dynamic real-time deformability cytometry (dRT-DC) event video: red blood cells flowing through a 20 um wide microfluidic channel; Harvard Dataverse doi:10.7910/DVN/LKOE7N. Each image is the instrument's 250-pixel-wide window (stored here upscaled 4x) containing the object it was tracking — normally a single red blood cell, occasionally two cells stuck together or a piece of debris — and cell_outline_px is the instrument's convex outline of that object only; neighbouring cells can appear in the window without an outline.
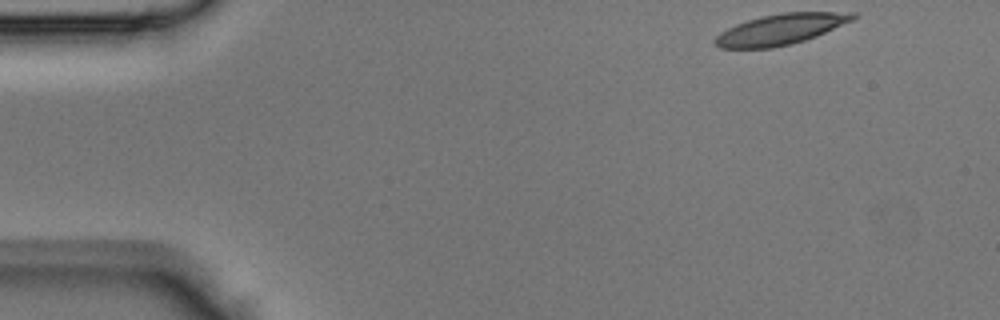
{"species": "Egyptian fruit bat (a non-hibernating species)", "species_latin": "Rousettus aegyptiacus", "temperature_condition": "room temperature", "stored_images_in_passage": 41, "camera_frame_rate_fps": 3000, "um_per_image_px": 0.085, "animal": {"sex": "male"}, "frame": {"image": 1, "passage_image": 1, "time_ms": 0.0, "image_size_px": [1000, 320], "cell_outline_px": [[860, 16], [856, 20], [816, 36], [792, 44], [772, 48], [720, 48], [712, 40], [720, 32], [736, 24], [760, 16], [780, 12], [856, 12]], "centroid_in_image_um": [66.42, 2.48], "position_along_channel_um": 18.6, "area_um2": 24.97}}
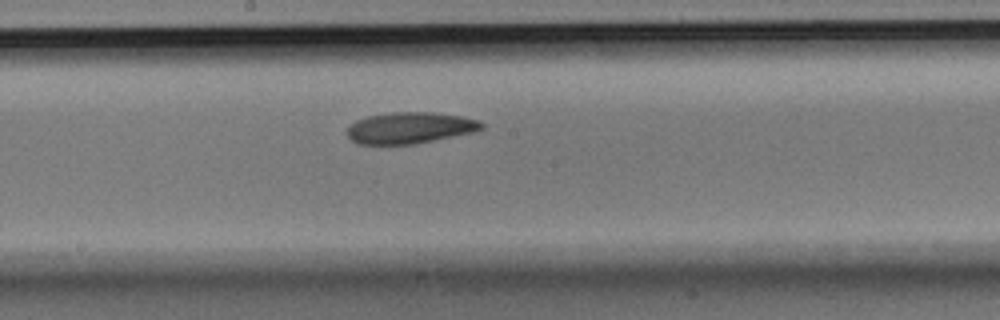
{"frame": {"image": 2, "passage_image": 20, "time_ms": 6.333, "image_size_px": [1000, 320], "cell_outline_px": [[484, 128], [476, 132], [416, 144], [356, 144], [348, 136], [348, 128], [356, 120], [368, 116], [392, 112], [432, 112], [460, 116], [480, 120], [484, 124]], "centroid_in_image_um": [34.9, 10.87], "position_along_channel_um": 213.3, "area_um2": 24.68}}
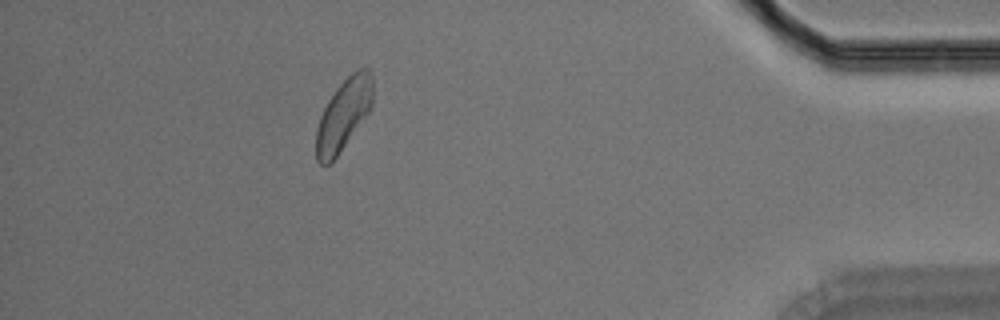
{"frame": {"image": 3, "passage_image": 36, "time_ms": 11.667, "image_size_px": [1000, 320], "cell_outline_px": [[372, 104], [368, 112], [336, 156], [328, 164], [320, 164], [316, 160], [316, 128], [320, 116], [328, 100], [336, 88], [352, 72], [360, 68], [368, 68], [372, 76]], "centroid_in_image_um": [29.18, 9.72], "position_along_channel_um": 406.0, "area_um2": 23.0}}